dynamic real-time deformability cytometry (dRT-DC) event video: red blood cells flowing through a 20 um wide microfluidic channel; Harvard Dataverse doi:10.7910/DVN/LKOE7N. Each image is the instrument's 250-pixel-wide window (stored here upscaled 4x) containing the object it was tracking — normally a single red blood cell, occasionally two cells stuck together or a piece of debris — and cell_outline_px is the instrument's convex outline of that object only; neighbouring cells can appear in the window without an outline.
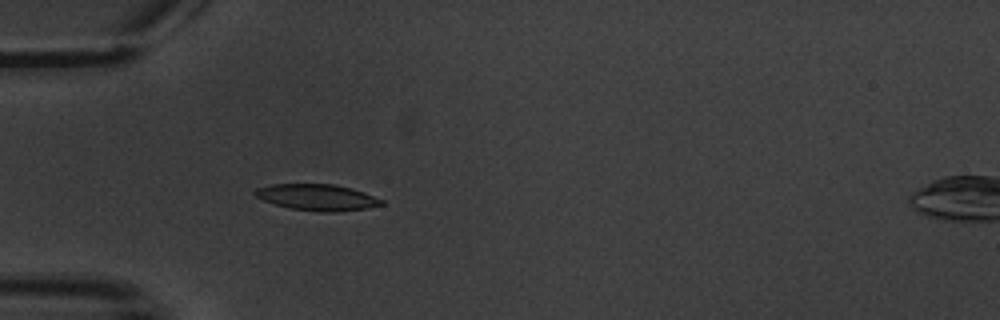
{"species": "common noctule bat (a hibernating species)", "species_latin": "Nyctalus noctula", "temperature_condition": "warm", "stored_images_in_passage": 6, "camera_frame_rate_fps": 3000, "um_per_image_px": 0.085, "animal": {"sex": "male", "body_mass_g": 20.1, "forearm_length_mm": 53.5}, "frame": {"image": 1, "passage_image": 5, "time_ms": 5.333, "image_size_px": [1000, 320], "cell_outline_px": [[384, 204], [368, 208], [336, 212], [320, 212], [292, 208], [276, 204], [264, 200], [256, 196], [252, 192], [256, 188], [272, 184], [332, 184], [352, 188], [364, 192], [384, 200]], "centroid_in_image_um": [26.99, 16.77], "position_along_channel_um": 58.0, "area_um2": 19.31}}